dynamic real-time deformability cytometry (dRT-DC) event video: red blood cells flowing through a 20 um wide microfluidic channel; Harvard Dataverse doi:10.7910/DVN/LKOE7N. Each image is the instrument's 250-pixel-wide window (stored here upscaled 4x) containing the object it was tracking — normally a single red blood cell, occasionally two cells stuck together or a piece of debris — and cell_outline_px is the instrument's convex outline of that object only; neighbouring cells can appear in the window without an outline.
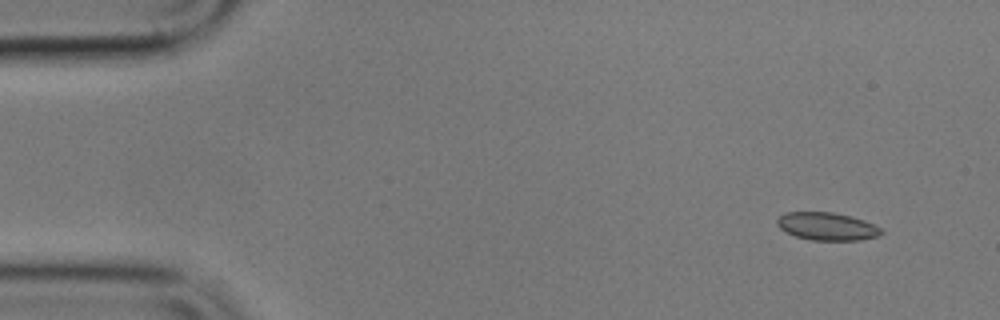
{"species": "common noctule bat (a hibernating species)", "species_latin": "Nyctalus noctula", "temperature_condition": "cold", "stored_images_in_passage": 2, "camera_frame_rate_fps": 3000, "um_per_image_px": 0.085, "animal": {"sex": "male", "body_mass_g": 17.9}, "frame": {"image": 1, "passage_image": 1, "time_ms": 0.0, "image_size_px": [1000, 320], "cell_outline_px": [[884, 232], [880, 236], [860, 240], [812, 240], [796, 236], [780, 228], [776, 224], [776, 220], [784, 212], [832, 212], [852, 216], [864, 220], [880, 228]], "centroid_in_image_um": [70.31, 19.24], "position_along_channel_um": 14.7, "area_um2": 16.88}}